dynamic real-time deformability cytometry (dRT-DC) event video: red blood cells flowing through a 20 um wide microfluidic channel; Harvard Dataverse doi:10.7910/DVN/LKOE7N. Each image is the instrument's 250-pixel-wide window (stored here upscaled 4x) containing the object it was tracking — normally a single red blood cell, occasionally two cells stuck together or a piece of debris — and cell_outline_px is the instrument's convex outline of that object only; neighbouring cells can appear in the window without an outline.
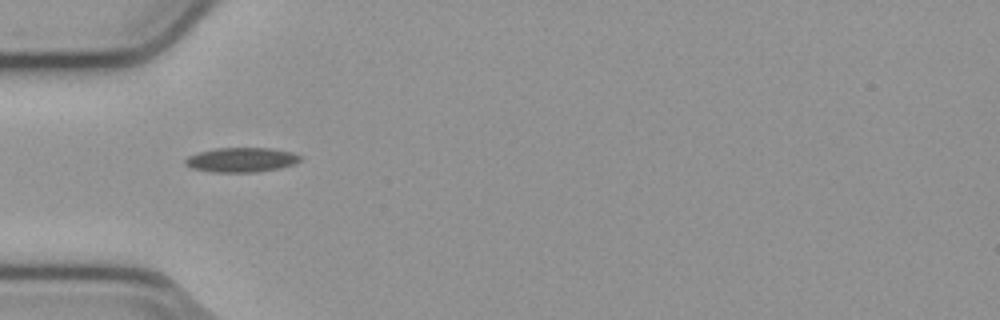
{"species": "common noctule bat (a hibernating species)", "species_latin": "Nyctalus noctula", "temperature_condition": "cold", "stored_images_in_passage": 7, "camera_frame_rate_fps": 3000, "um_per_image_px": 0.085, "animal": {"sex": "male", "body_mass_g": 23.1, "forearm_length_mm": 52.7}, "frame": {"image": 1, "passage_image": 1, "time_ms": 0.0, "image_size_px": [1000, 320], "cell_outline_px": [[300, 160], [292, 164], [280, 168], [256, 172], [212, 172], [192, 168], [184, 164], [184, 160], [188, 156], [200, 152], [216, 148], [268, 148], [292, 152], [300, 156]], "centroid_in_image_um": [20.48, 13.59], "position_along_channel_um": 64.5, "area_um2": 16.3}}
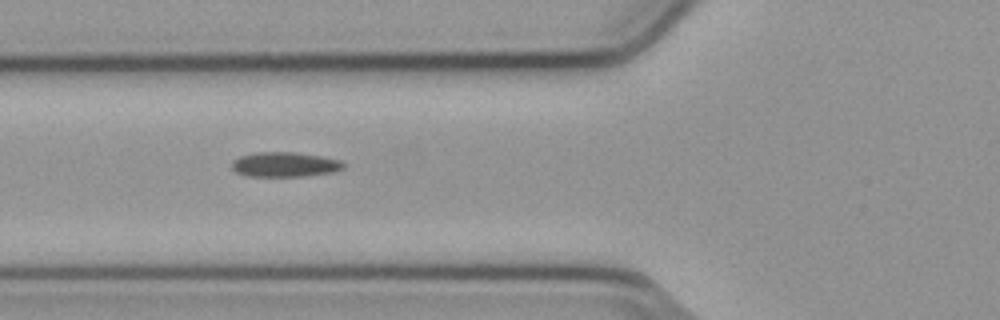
{"frame": {"image": 2, "passage_image": 4, "time_ms": 1.0, "image_size_px": [1000, 320], "cell_outline_px": [[344, 168], [332, 172], [304, 176], [248, 176], [236, 172], [232, 168], [232, 160], [240, 156], [256, 152], [292, 152], [320, 156], [340, 160], [344, 164]], "centroid_in_image_um": [24.18, 13.98], "position_along_channel_um": 101.6, "area_um2": 16.01}}
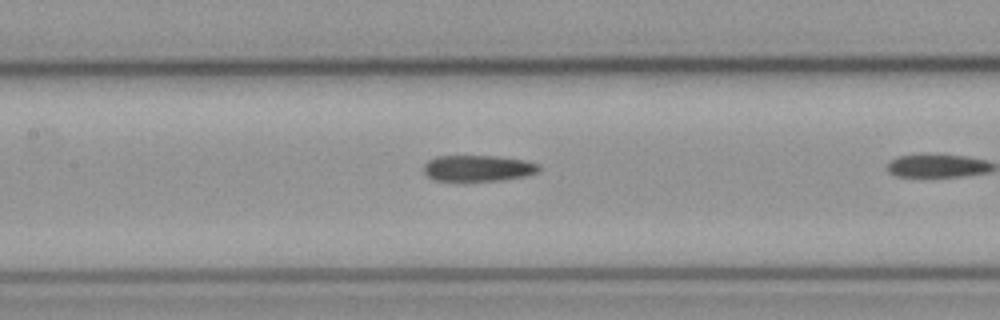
{"frame": {"image": 3, "passage_image": 6, "time_ms": 1.667, "image_size_px": [1000, 320], "cell_outline_px": [[540, 168], [536, 172], [528, 176], [500, 180], [436, 180], [428, 176], [424, 172], [424, 164], [428, 160], [436, 156], [496, 156], [524, 160], [540, 164]], "centroid_in_image_um": [40.65, 14.29], "position_along_channel_um": 166.8, "area_um2": 17.4}}